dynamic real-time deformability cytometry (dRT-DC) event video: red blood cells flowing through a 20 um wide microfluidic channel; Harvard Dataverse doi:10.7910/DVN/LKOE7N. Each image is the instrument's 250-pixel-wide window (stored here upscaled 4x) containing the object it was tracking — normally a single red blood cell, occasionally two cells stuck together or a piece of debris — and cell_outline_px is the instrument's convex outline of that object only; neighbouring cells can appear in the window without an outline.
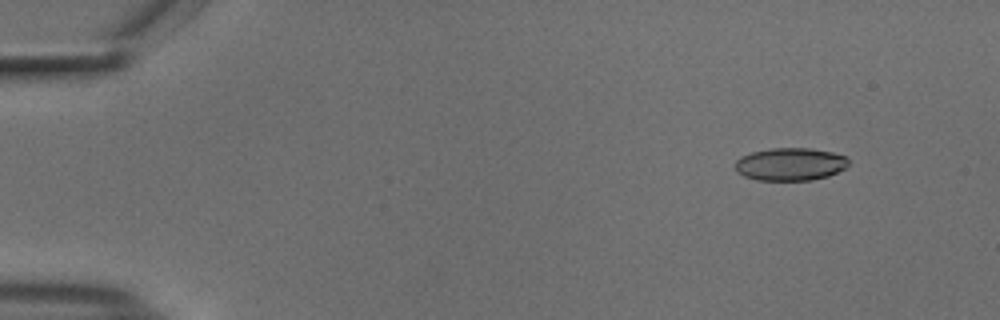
{"species": "common noctule bat (a hibernating species)", "species_latin": "Nyctalus noctula", "temperature_condition": "cold", "stored_images_in_passage": 55, "camera_frame_rate_fps": 3000, "um_per_image_px": 0.085, "animal": {"sex": "male", "body_mass_g": 18.8}, "frame": {"image": 1, "passage_image": 6, "time_ms": 1.667, "image_size_px": [1000, 320], "cell_outline_px": [[848, 164], [844, 168], [828, 176], [812, 180], [756, 180], [744, 176], [736, 172], [736, 160], [740, 156], [752, 152], [772, 148], [812, 148], [832, 152], [848, 156]], "centroid_in_image_um": [67.17, 13.95], "position_along_channel_um": 17.8, "area_um2": 21.73}}
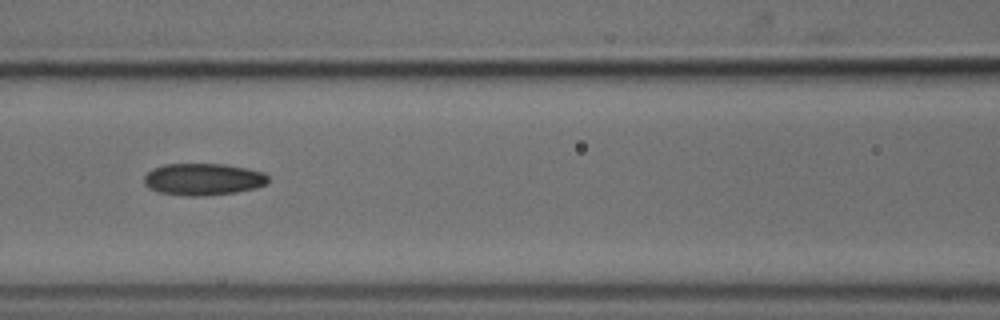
{"frame": {"image": 2, "passage_image": 25, "time_ms": 8.0, "image_size_px": [1000, 320], "cell_outline_px": [[268, 180], [264, 184], [256, 188], [236, 192], [204, 196], [184, 196], [160, 192], [148, 188], [144, 184], [144, 176], [152, 168], [164, 164], [224, 164], [248, 168], [264, 172], [268, 176]], "centroid_in_image_um": [17.25, 15.24], "position_along_channel_um": 149.3, "area_um2": 23.24}}
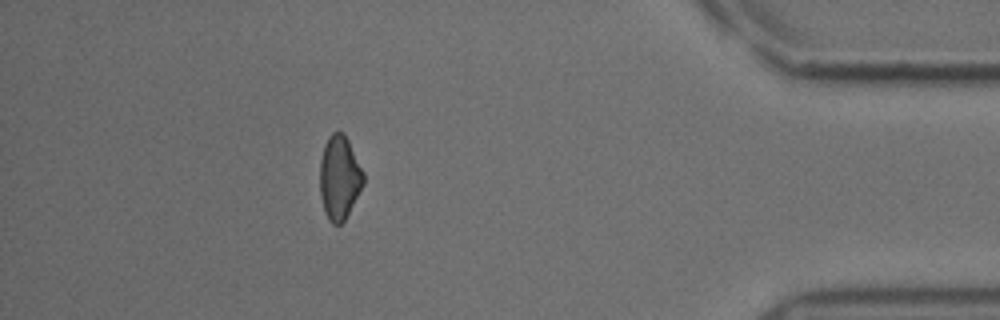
{"frame": {"image": 3, "passage_image": 49, "time_ms": 16.0, "image_size_px": [1000, 320], "cell_outline_px": [[364, 184], [344, 220], [340, 224], [332, 224], [328, 220], [324, 212], [320, 196], [320, 160], [324, 144], [328, 136], [332, 132], [344, 132], [364, 172]], "centroid_in_image_um": [28.84, 15.08], "position_along_channel_um": 406.4, "area_um2": 21.39}, "authors_computed_cell_mechanics": {"area_um2": 22.253, "velocity_mm_per_s": 3.7406, "shape_relaxation_time_tau1_ms": 6.904, "shape_relaxation_time_tau2_ms": 3.7634, "deformation_change_tau1": 0.138, "deformation_change_tau2": 0.0956}}